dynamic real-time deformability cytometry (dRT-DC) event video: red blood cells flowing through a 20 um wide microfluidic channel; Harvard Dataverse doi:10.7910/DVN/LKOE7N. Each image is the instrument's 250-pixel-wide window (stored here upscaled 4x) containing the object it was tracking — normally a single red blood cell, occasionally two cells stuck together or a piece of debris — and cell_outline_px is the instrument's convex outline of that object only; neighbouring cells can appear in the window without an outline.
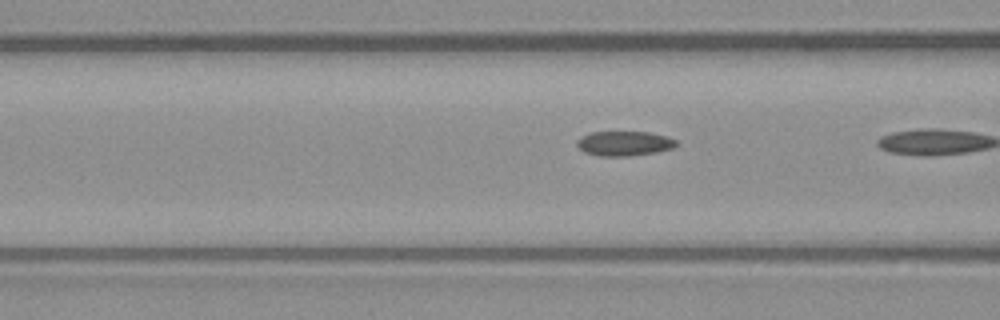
{"species": "common noctule bat (a hibernating species)", "species_latin": "Nyctalus noctula", "temperature_condition": "warm", "stored_images_in_passage": 20, "segment_of_instrument_passage": [2, 2], "camera_frame_rate_fps": 3000, "um_per_image_px": 0.085, "animal": {"sex": "male", "body_mass_g": 23.1, "forearm_length_mm": 52.7}, "frame": {"image": 1, "passage_image": 18, "time_ms": 5.667, "image_size_px": [1000, 320], "cell_outline_px": [[680, 144], [672, 148], [656, 152], [628, 156], [600, 156], [584, 152], [576, 144], [576, 140], [580, 136], [592, 132], [648, 132], [668, 136], [676, 140]], "centroid_in_image_um": [53.07, 12.19], "position_along_channel_um": 113.5, "area_um2": 14.39}}